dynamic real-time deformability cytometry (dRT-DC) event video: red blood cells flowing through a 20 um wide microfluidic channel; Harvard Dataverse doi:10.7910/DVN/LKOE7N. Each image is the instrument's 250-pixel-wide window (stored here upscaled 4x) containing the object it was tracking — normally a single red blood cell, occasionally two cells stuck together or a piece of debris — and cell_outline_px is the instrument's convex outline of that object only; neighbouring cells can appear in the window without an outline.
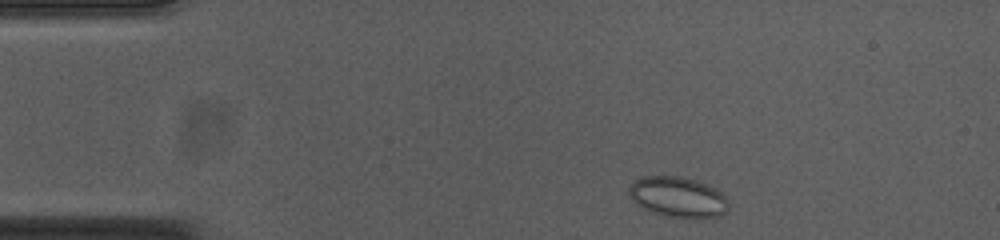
{"species": "common noctule bat (a hibernating species)", "species_latin": "Nyctalus noctula", "temperature_condition": "cold", "stored_images_in_passage": 47, "camera_frame_rate_fps": 3000, "um_per_image_px": 0.085, "animal": {"sex": "female", "body_mass_g": 23.0, "forearm_length_mm": 53.4}, "frame": {"image": 1, "passage_image": 2, "time_ms": 0.333, "image_size_px": [1000, 240], "cell_outline_px": [[728, 212], [720, 216], [700, 220], [664, 216], [640, 208], [632, 200], [628, 192], [628, 188], [636, 180], [644, 176], [680, 176], [704, 184], [720, 192], [724, 196], [728, 204]], "centroid_in_image_um": [57.61, 16.8], "position_along_channel_um": 27.4, "area_um2": 23.76}}
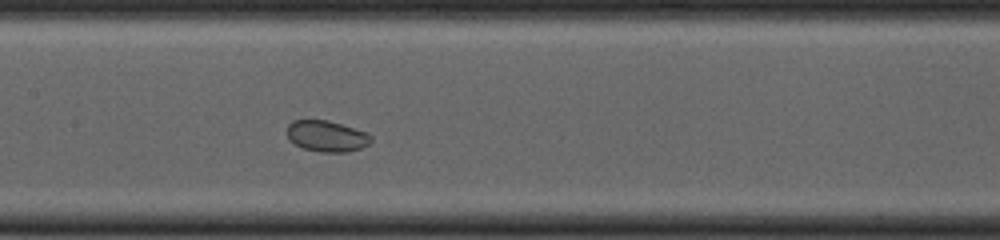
{"frame": {"image": 2, "passage_image": 19, "time_ms": 6.0, "image_size_px": [1000, 240], "cell_outline_px": [[372, 140], [368, 144], [360, 148], [348, 152], [320, 152], [304, 148], [288, 140], [288, 124], [292, 120], [328, 120], [364, 132], [372, 136]], "centroid_in_image_um": [27.75, 11.57], "position_along_channel_um": 179.7, "area_um2": 15.03}}
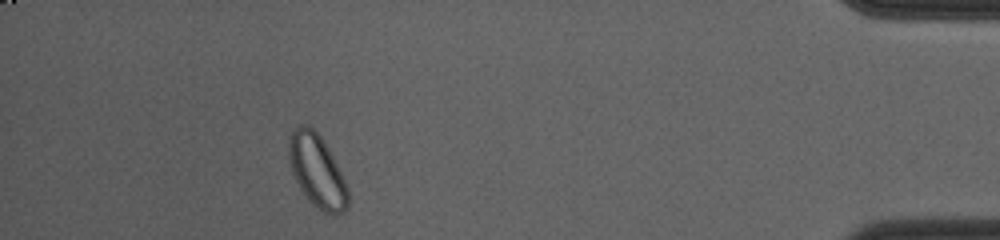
{"frame": {"image": 3, "passage_image": 42, "time_ms": 13.667, "image_size_px": [1000, 240], "cell_outline_px": [[348, 208], [344, 212], [336, 216], [332, 216], [324, 212], [312, 204], [300, 188], [292, 172], [288, 156], [288, 140], [292, 132], [300, 124], [308, 124], [324, 140], [348, 188]], "centroid_in_image_um": [26.95, 14.55], "position_along_channel_um": 408.3, "area_um2": 25.03}, "authors_computed_cell_mechanics": {"area_um2": 19.652, "velocity_mm_per_s": 3.7237, "shape_relaxation_time_tau1_ms": null, "shape_relaxation_time_tau2_ms": 3.1176, "deformation_change_tau1": null, "deformation_change_tau2": 0.0376}}